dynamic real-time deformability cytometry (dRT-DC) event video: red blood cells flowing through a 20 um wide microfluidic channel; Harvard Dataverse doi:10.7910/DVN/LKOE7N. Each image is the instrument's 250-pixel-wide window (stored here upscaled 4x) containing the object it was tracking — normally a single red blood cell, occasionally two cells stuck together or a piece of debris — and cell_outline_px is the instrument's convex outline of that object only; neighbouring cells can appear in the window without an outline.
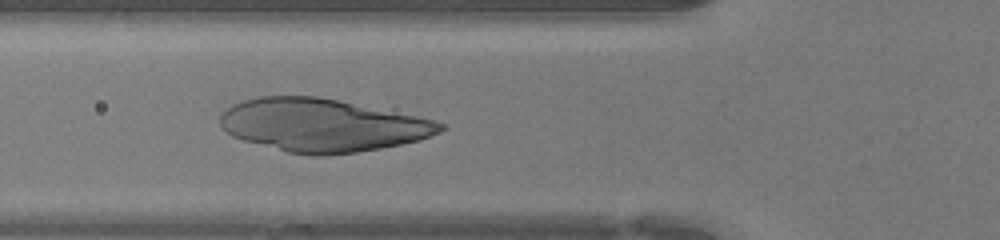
{"species": "human", "species_latin": "Homo sapiens", "temperature_condition": "warm", "stored_images_in_passage": 26, "camera_frame_rate_fps": 3000, "um_per_image_px": 0.085, "donor": {"sex": "female"}, "frame": {"image": 1, "passage_image": 4, "time_ms": 1.0, "image_size_px": [1000, 240], "cell_outline_px": [[448, 128], [440, 132], [420, 140], [380, 148], [356, 152], [324, 156], [312, 156], [288, 152], [244, 140], [232, 136], [220, 124], [220, 116], [232, 104], [244, 100], [260, 96], [316, 96], [436, 120], [444, 124]], "centroid_in_image_um": [27.4, 10.65], "position_along_channel_um": 98.4, "area_um2": 67.39}}
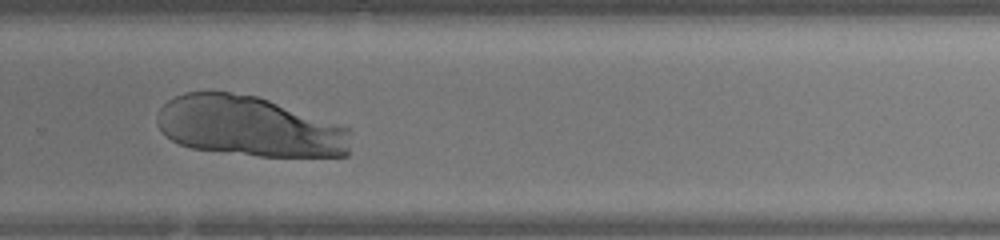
{"frame": {"image": 2, "passage_image": 18, "time_ms": 5.667, "image_size_px": [1000, 240], "cell_outline_px": [[352, 132], [348, 156], [260, 156], [192, 148], [180, 144], [172, 140], [156, 124], [156, 116], [160, 108], [168, 100], [184, 92], [228, 92], [256, 96], [268, 100], [348, 128]], "centroid_in_image_um": [21.18, 10.75], "position_along_channel_um": 308.6, "area_um2": 67.39}}